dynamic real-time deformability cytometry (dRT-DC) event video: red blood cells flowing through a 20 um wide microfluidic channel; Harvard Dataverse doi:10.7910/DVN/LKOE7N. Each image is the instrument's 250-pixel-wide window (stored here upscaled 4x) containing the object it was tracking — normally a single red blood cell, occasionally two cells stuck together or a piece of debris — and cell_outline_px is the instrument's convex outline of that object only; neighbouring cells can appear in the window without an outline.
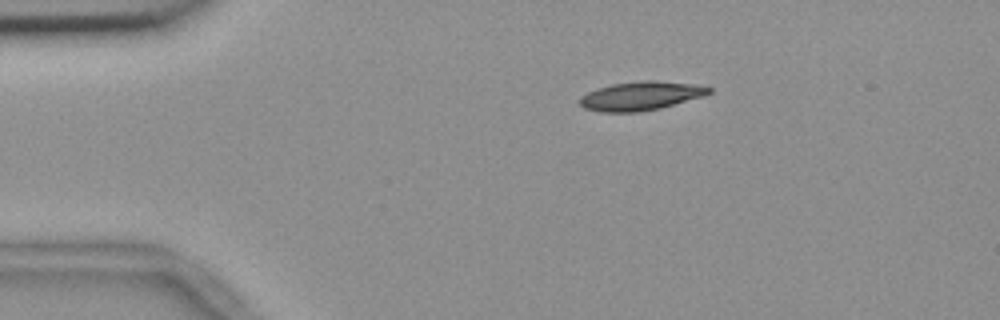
{"species": "common noctule bat (a hibernating species)", "species_latin": "Nyctalus noctula", "temperature_condition": "room temperature", "stored_images_in_passage": 3, "camera_frame_rate_fps": 3000, "um_per_image_px": 0.085, "animal": {"sex": "female", "body_mass_g": 18.4}, "frame": {"image": 1, "passage_image": 1, "time_ms": 0.0, "image_size_px": [1000, 320], "cell_outline_px": [[712, 92], [704, 96], [660, 108], [636, 112], [600, 112], [584, 108], [580, 104], [580, 96], [596, 88], [612, 84], [644, 80], [656, 80], [688, 84], [712, 88]], "centroid_in_image_um": [54.43, 8.15], "position_along_channel_um": 30.6, "area_um2": 21.5}}
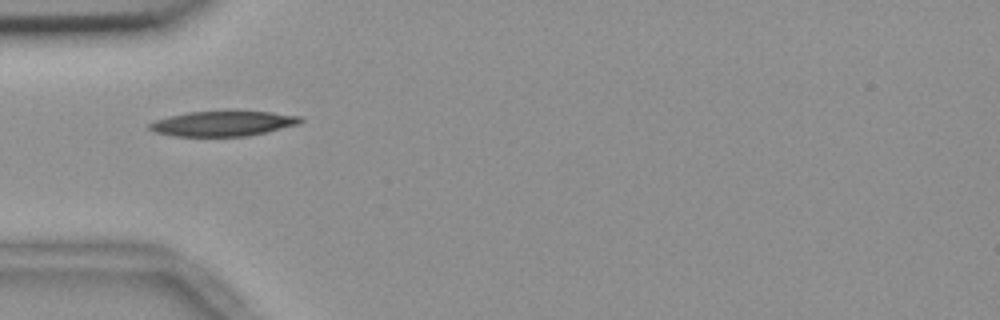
{"frame": {"image": 2, "passage_image": 3, "time_ms": 0.667, "image_size_px": [1000, 320], "cell_outline_px": [[304, 120], [300, 124], [268, 132], [248, 136], [172, 136], [156, 132], [148, 128], [148, 124], [156, 120], [168, 116], [188, 112], [228, 108], [272, 112], [300, 116]], "centroid_in_image_um": [19.0, 10.45], "position_along_channel_um": 66.0, "area_um2": 23.18}}